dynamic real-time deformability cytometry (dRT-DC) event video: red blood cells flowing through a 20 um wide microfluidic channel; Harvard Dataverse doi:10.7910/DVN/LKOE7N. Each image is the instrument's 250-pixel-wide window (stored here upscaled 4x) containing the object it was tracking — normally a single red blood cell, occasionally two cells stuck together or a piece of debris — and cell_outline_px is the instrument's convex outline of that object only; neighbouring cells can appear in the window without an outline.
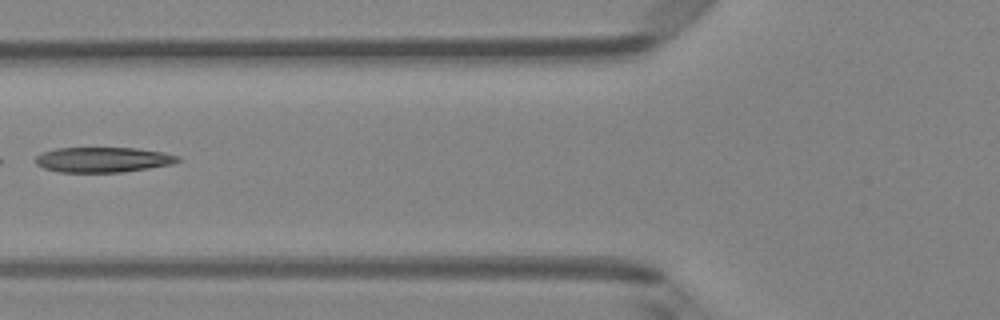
{"species": "Egyptian fruit bat (a non-hibernating species)", "species_latin": "Rousettus aegyptiacus", "temperature_condition": "room temperature", "stored_images_in_passage": 6, "segment_of_instrument_passage": [2, 2], "camera_frame_rate_fps": 3000, "um_per_image_px": 0.085, "animal": {"sex": "female"}, "frame": {"image": 1, "passage_image": 5, "time_ms": 1.333, "image_size_px": [1000, 320], "cell_outline_px": [[180, 160], [172, 164], [148, 168], [120, 172], [56, 172], [44, 168], [36, 164], [36, 156], [40, 152], [56, 148], [136, 148], [164, 152], [180, 156]], "centroid_in_image_um": [8.73, 13.57], "position_along_channel_um": 117.1, "area_um2": 20.92}}
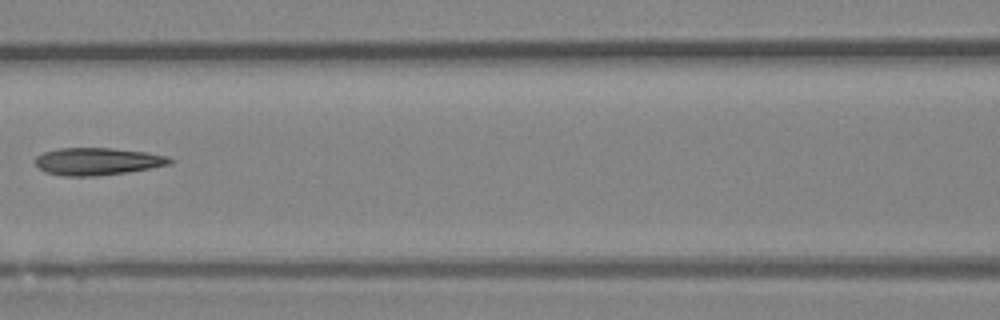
{"frame": {"image": 2, "passage_image": 6, "time_ms": 1.667, "image_size_px": [1000, 320], "cell_outline_px": [[176, 160], [172, 164], [124, 172], [96, 176], [64, 176], [44, 172], [36, 164], [36, 156], [44, 152], [60, 148], [112, 148], [148, 152], [168, 156]], "centroid_in_image_um": [8.31, 13.71], "position_along_channel_um": 158.3, "area_um2": 21.44}}